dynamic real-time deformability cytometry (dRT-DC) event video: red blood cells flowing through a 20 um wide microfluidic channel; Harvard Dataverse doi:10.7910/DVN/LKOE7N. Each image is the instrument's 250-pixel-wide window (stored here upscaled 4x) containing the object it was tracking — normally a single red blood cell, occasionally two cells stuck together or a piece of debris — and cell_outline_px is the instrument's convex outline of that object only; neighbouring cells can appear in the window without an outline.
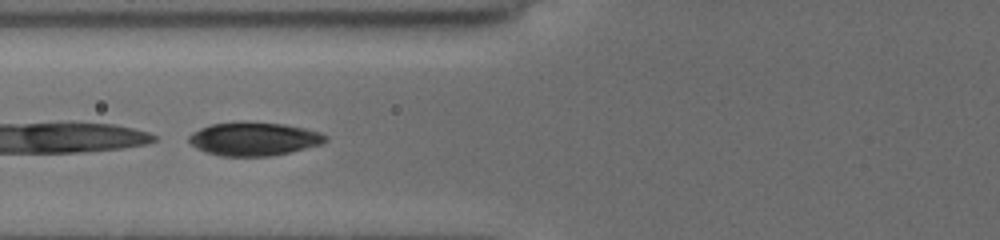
{"species": "common noctule bat (a hibernating species)", "species_latin": "Nyctalus noctula", "temperature_condition": "cold", "stored_images_in_passage": 31, "camera_frame_rate_fps": 3000, "um_per_image_px": 0.085, "animal": {"sex": "female", "body_mass_g": 19.5, "forearm_length_mm": 54.1}, "frame": {"image": 1, "passage_image": 5, "time_ms": 1.333, "image_size_px": [1000, 240], "cell_outline_px": [[328, 140], [320, 144], [272, 156], [220, 156], [204, 152], [196, 148], [188, 140], [188, 136], [192, 132], [200, 128], [212, 124], [236, 120], [244, 120], [284, 124], [304, 128], [320, 132], [328, 136]], "centroid_in_image_um": [21.54, 11.78], "position_along_channel_um": 104.3, "area_um2": 26.99}, "authors_computed_cell_mechanics": {"area_um2": 26.8192, "velocity_mm_per_s": 3.7635, "shape_relaxation_time_tau1_ms": 1.4754, "shape_relaxation_time_tau2_ms": null, "deformation_change_tau1": 0.0879, "deformation_change_tau2": null}}